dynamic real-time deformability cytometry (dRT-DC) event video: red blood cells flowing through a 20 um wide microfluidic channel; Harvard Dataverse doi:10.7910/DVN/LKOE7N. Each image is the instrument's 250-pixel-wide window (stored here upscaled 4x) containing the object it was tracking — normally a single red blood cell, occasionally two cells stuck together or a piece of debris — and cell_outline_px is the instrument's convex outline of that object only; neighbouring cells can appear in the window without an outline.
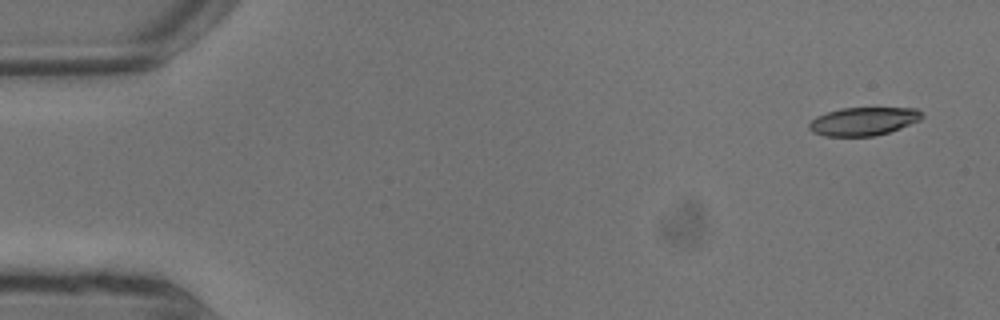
{"species": "common noctule bat (a hibernating species)", "species_latin": "Nyctalus noctula", "temperature_condition": "warm", "stored_images_in_passage": 8, "camera_frame_rate_fps": 3000, "um_per_image_px": 0.085, "animal": {"sex": "male", "body_mass_g": 13.3}, "frame": {"image": 1, "passage_image": 1, "time_ms": 0.0, "image_size_px": [1000, 320], "cell_outline_px": [[924, 116], [920, 120], [900, 128], [876, 136], [824, 136], [812, 132], [808, 128], [808, 124], [816, 116], [840, 108], [916, 108]], "centroid_in_image_um": [73.37, 10.31], "position_along_channel_um": 11.6, "area_um2": 18.55}}
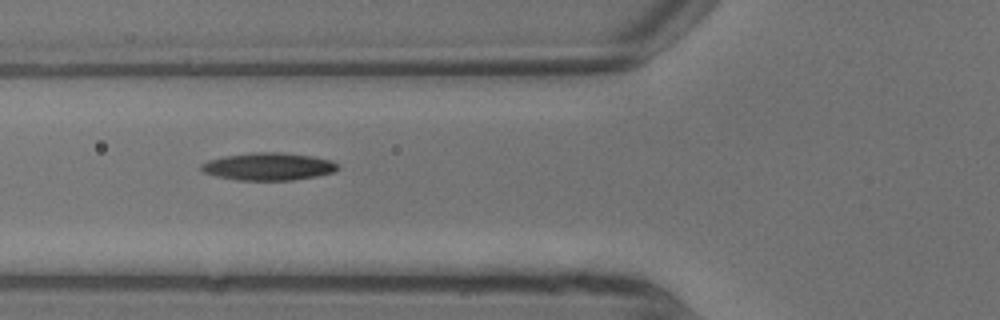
{"frame": {"image": 2, "passage_image": 7, "time_ms": 2.0, "image_size_px": [1000, 320], "cell_outline_px": [[340, 168], [332, 172], [316, 176], [292, 180], [236, 180], [216, 176], [204, 172], [200, 168], [200, 164], [208, 160], [224, 156], [252, 152], [280, 152], [312, 156], [332, 160]], "centroid_in_image_um": [22.79, 14.15], "position_along_channel_um": 103.0, "area_um2": 21.91}}
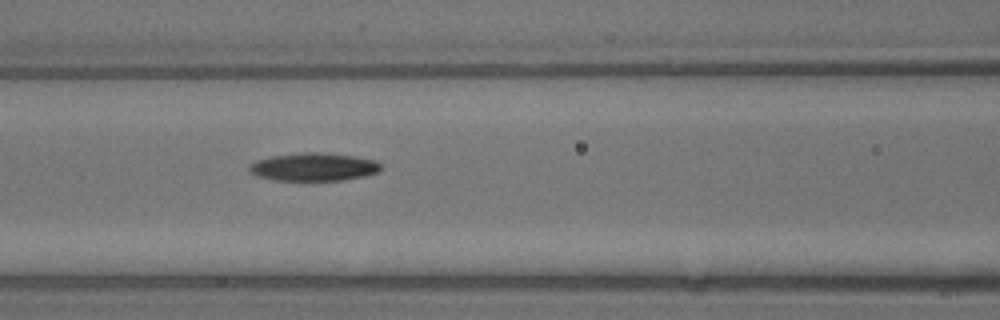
{"frame": {"image": 3, "passage_image": 8, "time_ms": 2.333, "image_size_px": [1000, 320], "cell_outline_px": [[380, 168], [376, 172], [364, 176], [344, 180], [272, 180], [256, 176], [248, 172], [248, 164], [256, 160], [272, 156], [300, 152], [324, 152], [356, 156], [376, 160], [380, 164]], "centroid_in_image_um": [26.61, 14.18], "position_along_channel_um": 140.0, "area_um2": 21.73}}